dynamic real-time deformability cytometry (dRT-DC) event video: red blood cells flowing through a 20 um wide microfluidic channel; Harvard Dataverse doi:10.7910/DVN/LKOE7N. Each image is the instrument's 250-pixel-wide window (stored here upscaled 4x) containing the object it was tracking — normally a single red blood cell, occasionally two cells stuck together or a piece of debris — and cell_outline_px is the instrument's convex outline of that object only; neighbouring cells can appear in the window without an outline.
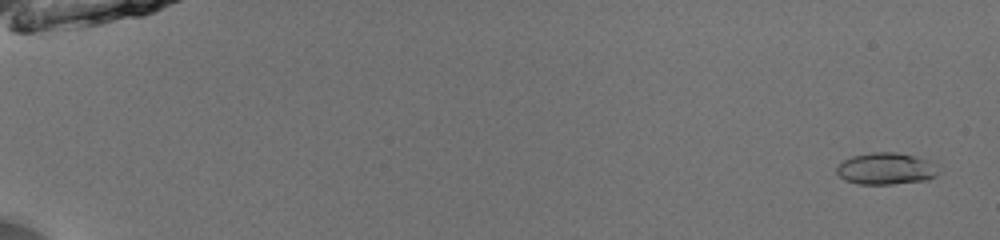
{"species": "common noctule bat (a hibernating species)", "species_latin": "Nyctalus noctula", "temperature_condition": "room temperature", "stored_images_in_passage": 54, "camera_frame_rate_fps": 3000, "um_per_image_px": 0.085, "animal": {"sex": "male", "body_mass_g": 13.0, "forearm_length_mm": 53.1}, "frame": {"image": 1, "passage_image": 3, "time_ms": 0.667, "image_size_px": [1000, 240], "cell_outline_px": [[936, 176], [928, 180], [892, 184], [860, 184], [844, 180], [836, 172], [836, 168], [844, 160], [852, 156], [872, 152], [896, 152], [928, 160], [936, 172]], "centroid_in_image_um": [75.24, 14.34], "position_along_channel_um": 9.8, "area_um2": 18.5}}
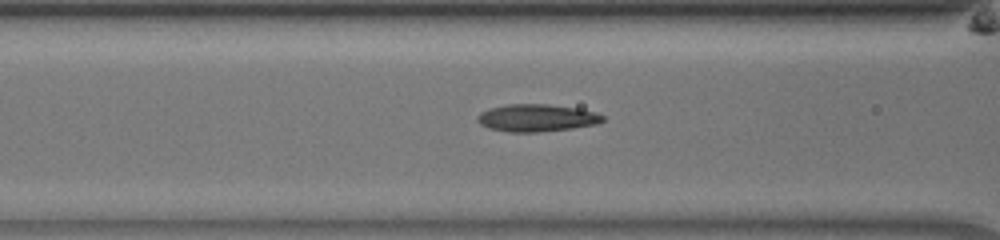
{"frame": {"image": 2, "passage_image": 25, "time_ms": 8.0, "image_size_px": [1000, 240], "cell_outline_px": [[604, 120], [596, 124], [572, 128], [536, 132], [508, 132], [488, 128], [480, 124], [476, 120], [476, 116], [480, 112], [488, 108], [508, 104], [548, 104], [576, 108], [596, 112], [604, 116]], "centroid_in_image_um": [45.57, 10.02], "position_along_channel_um": 121.0, "area_um2": 20.06}}
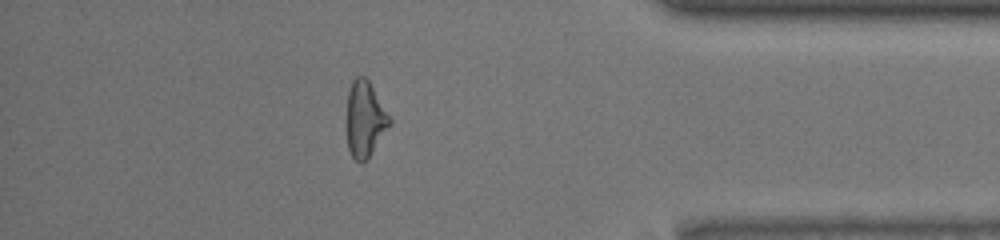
{"frame": {"image": 3, "passage_image": 48, "time_ms": 15.667, "image_size_px": [1000, 240], "cell_outline_px": [[392, 124], [368, 160], [364, 164], [360, 164], [352, 156], [348, 148], [344, 120], [348, 92], [352, 80], [356, 76], [364, 76], [368, 80], [392, 120]], "centroid_in_image_um": [30.99, 10.18], "position_along_channel_um": 404.2, "area_um2": 19.77}, "authors_computed_cell_mechanics": {"area_um2": 18.8428, "velocity_mm_per_s": 3.9744, "shape_relaxation_time_tau1_ms": null, "shape_relaxation_time_tau2_ms": 1.4011, "deformation_change_tau1": null, "deformation_change_tau2": 0.0929}}